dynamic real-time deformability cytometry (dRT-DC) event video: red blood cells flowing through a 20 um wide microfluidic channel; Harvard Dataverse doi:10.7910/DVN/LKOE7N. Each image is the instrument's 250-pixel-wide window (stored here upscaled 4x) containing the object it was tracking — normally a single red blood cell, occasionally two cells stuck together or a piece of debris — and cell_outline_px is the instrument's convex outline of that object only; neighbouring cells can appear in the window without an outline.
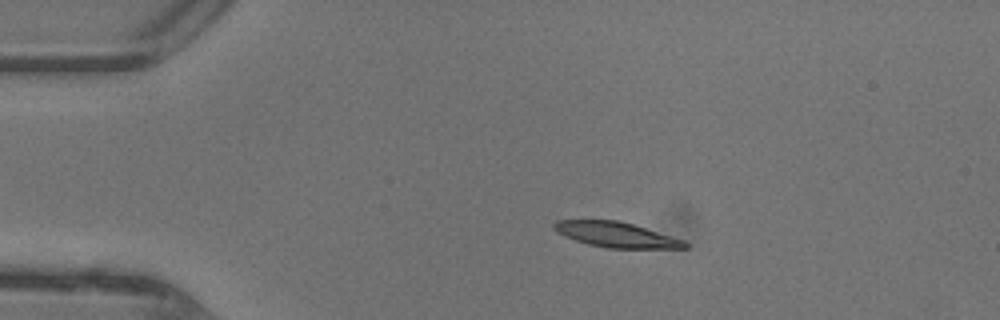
{"species": "common noctule bat (a hibernating species)", "species_latin": "Nyctalus noctula", "temperature_condition": "warm", "stored_images_in_passage": 38, "camera_frame_rate_fps": 3000, "um_per_image_px": 0.085, "animal": {"sex": "female"}, "frame": {"image": 1, "passage_image": 1, "time_ms": 0.0, "image_size_px": [1000, 320], "cell_outline_px": [[688, 248], [608, 248], [588, 244], [564, 236], [556, 232], [552, 228], [552, 224], [556, 220], [616, 220], [632, 224], [684, 240], [688, 244]], "centroid_in_image_um": [52.33, 19.94], "position_along_channel_um": 32.7, "area_um2": 19.07}}
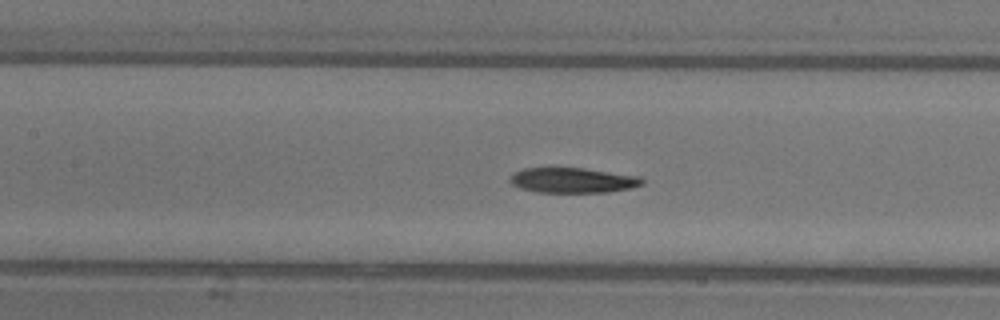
{"frame": {"image": 2, "passage_image": 13, "time_ms": 4.0, "image_size_px": [1000, 320], "cell_outline_px": [[644, 184], [632, 188], [608, 192], [536, 192], [520, 188], [512, 184], [508, 180], [516, 172], [524, 168], [584, 168], [640, 176], [644, 180]], "centroid_in_image_um": [48.73, 15.33], "position_along_channel_um": 158.7, "area_um2": 19.36}}
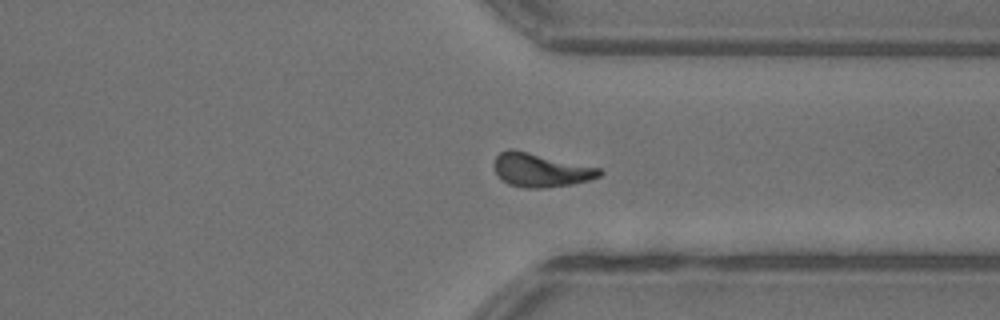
{"frame": {"image": 3, "passage_image": 27, "time_ms": 8.667, "image_size_px": [1000, 320], "cell_outline_px": [[604, 172], [600, 176], [588, 180], [572, 184], [544, 188], [524, 188], [508, 184], [496, 172], [496, 156], [500, 152], [508, 148], [512, 148], [600, 168]], "centroid_in_image_um": [45.98, 14.45], "position_along_channel_um": 365.4, "area_um2": 20.46}, "authors_computed_cell_mechanics": {"area_um2": 19.9699, "velocity_mm_per_s": 4.4465, "shape_relaxation_time_tau1_ms": 3.8203, "shape_relaxation_time_tau2_ms": 6.0683, "deformation_change_tau1": 0.1702, "deformation_change_tau2": 0.1277}}